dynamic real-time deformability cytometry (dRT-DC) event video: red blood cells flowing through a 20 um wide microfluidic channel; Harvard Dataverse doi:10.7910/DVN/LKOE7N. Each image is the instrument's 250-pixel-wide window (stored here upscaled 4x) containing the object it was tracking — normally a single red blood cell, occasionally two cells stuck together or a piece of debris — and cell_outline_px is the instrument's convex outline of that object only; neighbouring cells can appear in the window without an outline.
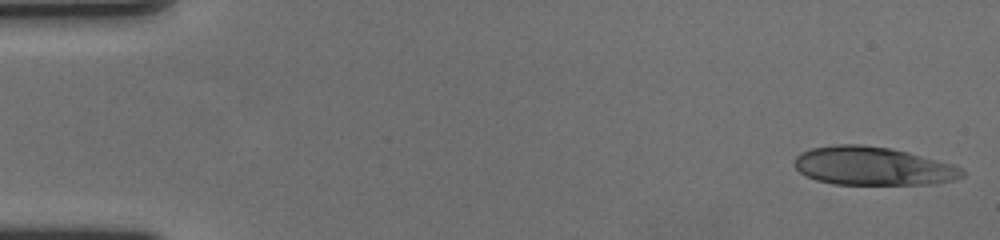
{"species": "human", "species_latin": "Homo sapiens", "temperature_condition": "cold", "stored_images_in_passage": 57, "camera_frame_rate_fps": 3000, "um_per_image_px": 0.085, "donor": {"sex": "female"}, "frame": {"image": 1, "passage_image": 1, "time_ms": 0.0, "image_size_px": [1000, 240], "cell_outline_px": [[964, 176], [956, 180], [932, 184], [832, 184], [816, 180], [800, 172], [796, 168], [796, 156], [800, 152], [812, 148], [836, 144], [860, 144], [888, 148], [908, 152], [952, 164], [960, 168], [964, 172]], "centroid_in_image_um": [74.2, 14.12], "position_along_channel_um": 10.8, "area_um2": 37.4}}
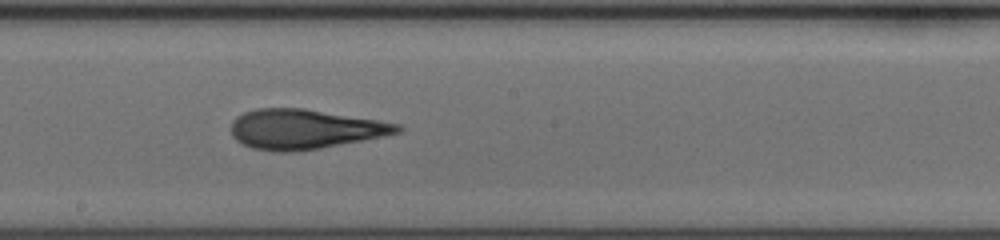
{"frame": {"image": 2, "passage_image": 31, "time_ms": 10.0, "image_size_px": [1000, 240], "cell_outline_px": [[404, 128], [400, 132], [384, 136], [320, 148], [292, 152], [272, 152], [252, 148], [236, 140], [232, 136], [232, 120], [236, 116], [244, 112], [256, 108], [304, 108], [400, 124]], "centroid_in_image_um": [25.86, 10.98], "position_along_channel_um": 222.3, "area_um2": 38.44}}
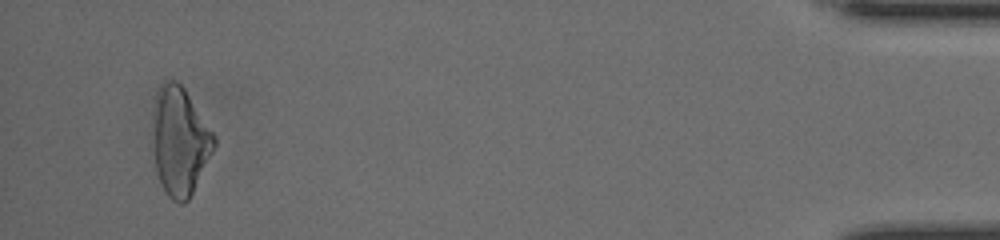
{"frame": {"image": 3, "passage_image": 54, "time_ms": 17.667, "image_size_px": [1000, 240], "cell_outline_px": [[216, 144], [188, 200], [184, 204], [180, 204], [172, 200], [164, 192], [156, 172], [156, 104], [160, 88], [164, 80], [176, 80], [184, 88], [216, 136]], "centroid_in_image_um": [15.35, 12.05], "position_along_channel_um": 419.9, "area_um2": 37.17}, "authors_computed_cell_mechanics": {"area_um2": 37.9168, "velocity_mm_per_s": 3.5872, "shape_relaxation_time_tau1_ms": 7.756, "shape_relaxation_time_tau2_ms": 2.2437, "deformation_change_tau1": 0.2387, "deformation_change_tau2": 0.1181}}